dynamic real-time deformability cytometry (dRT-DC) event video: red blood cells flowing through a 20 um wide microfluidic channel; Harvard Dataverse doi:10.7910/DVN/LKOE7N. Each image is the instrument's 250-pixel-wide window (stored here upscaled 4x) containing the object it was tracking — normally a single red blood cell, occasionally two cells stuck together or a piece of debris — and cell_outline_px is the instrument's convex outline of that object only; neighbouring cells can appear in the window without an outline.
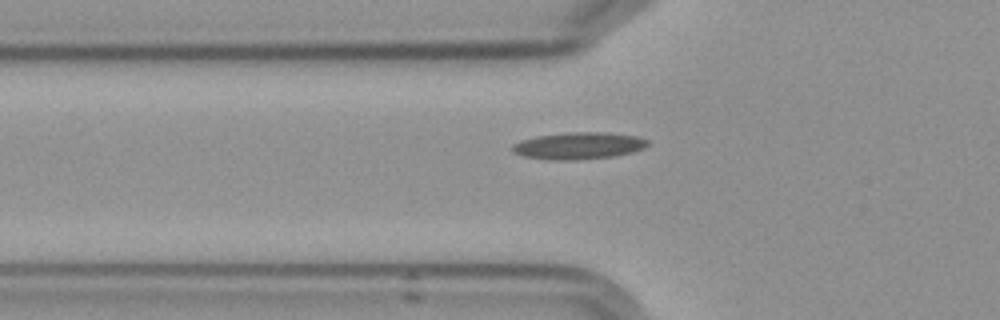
{"species": "Egyptian fruit bat (a non-hibernating species)", "species_latin": "Rousettus aegyptiacus", "temperature_condition": "cold", "stored_images_in_passage": 5, "camera_frame_rate_fps": 3000, "um_per_image_px": 0.085, "frame": {"image": 1, "passage_image": 5, "time_ms": 4.667, "image_size_px": [1000, 320], "cell_outline_px": [[648, 144], [644, 148], [632, 152], [616, 156], [576, 160], [548, 160], [524, 156], [512, 152], [512, 144], [520, 140], [536, 136], [568, 132], [604, 132], [636, 136], [648, 140]], "centroid_in_image_um": [49.15, 12.39], "position_along_channel_um": 76.6, "area_um2": 21.39}}